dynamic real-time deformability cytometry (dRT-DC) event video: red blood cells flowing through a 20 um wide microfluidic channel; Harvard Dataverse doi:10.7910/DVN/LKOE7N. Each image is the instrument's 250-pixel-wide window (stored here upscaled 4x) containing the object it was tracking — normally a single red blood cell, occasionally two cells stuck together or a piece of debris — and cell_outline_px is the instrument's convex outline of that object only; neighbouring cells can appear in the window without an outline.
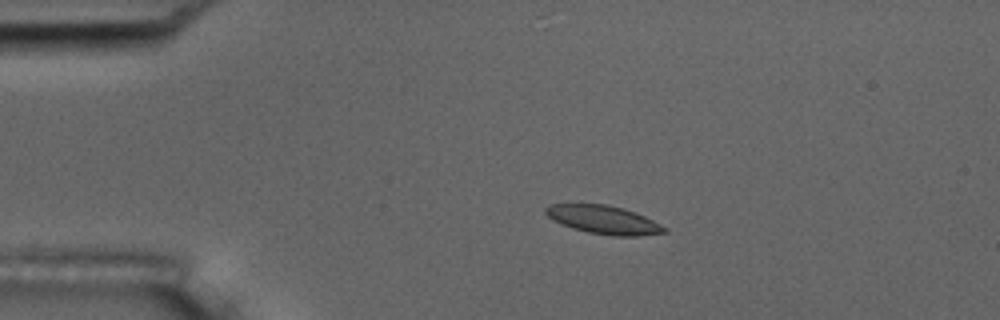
{"species": "common noctule bat (a hibernating species)", "species_latin": "Nyctalus noctula", "temperature_condition": "room temperature", "stored_images_in_passage": 54, "camera_frame_rate_fps": 3000, "um_per_image_px": 0.085, "animal": {"sex": "male", "body_mass_g": 17.5, "forearm_length_mm": 52.3}, "frame": {"image": 1, "passage_image": 11, "time_ms": 3.333, "image_size_px": [1000, 320], "cell_outline_px": [[668, 232], [640, 236], [612, 236], [588, 232], [572, 228], [552, 220], [544, 212], [544, 208], [548, 204], [608, 204], [624, 208], [636, 212], [668, 228]], "centroid_in_image_um": [51.31, 18.68], "position_along_channel_um": 33.7, "area_um2": 19.83}}
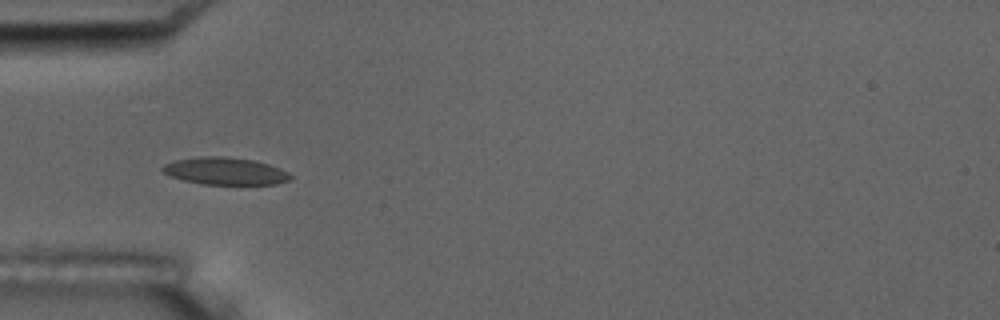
{"frame": {"image": 2, "passage_image": 17, "time_ms": 5.333, "image_size_px": [1000, 320], "cell_outline_px": [[292, 176], [288, 180], [276, 184], [200, 184], [184, 180], [160, 172], [160, 168], [164, 164], [172, 160], [200, 156], [224, 156], [256, 160], [280, 168], [288, 172]], "centroid_in_image_um": [19.09, 14.53], "position_along_channel_um": 65.9, "area_um2": 20.52}}
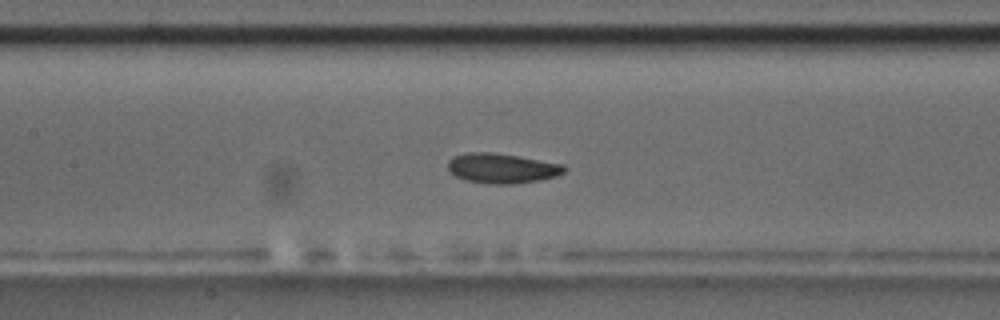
{"frame": {"image": 3, "passage_image": 25, "time_ms": 8.0, "image_size_px": [1000, 320], "cell_outline_px": [[568, 168], [564, 172], [556, 176], [540, 180], [512, 184], [488, 184], [468, 180], [456, 176], [448, 168], [448, 160], [452, 156], [468, 152], [492, 152], [564, 164]], "centroid_in_image_um": [42.68, 14.3], "position_along_channel_um": 164.7, "area_um2": 20.23}, "authors_computed_cell_mechanics": {"area_um2": 19.8543, "velocity_mm_per_s": 3.7411, "shape_relaxation_time_tau1_ms": 2.726, "shape_relaxation_time_tau2_ms": 2.4269, "deformation_change_tau1": 0.1013, "deformation_change_tau2": 0.084}}